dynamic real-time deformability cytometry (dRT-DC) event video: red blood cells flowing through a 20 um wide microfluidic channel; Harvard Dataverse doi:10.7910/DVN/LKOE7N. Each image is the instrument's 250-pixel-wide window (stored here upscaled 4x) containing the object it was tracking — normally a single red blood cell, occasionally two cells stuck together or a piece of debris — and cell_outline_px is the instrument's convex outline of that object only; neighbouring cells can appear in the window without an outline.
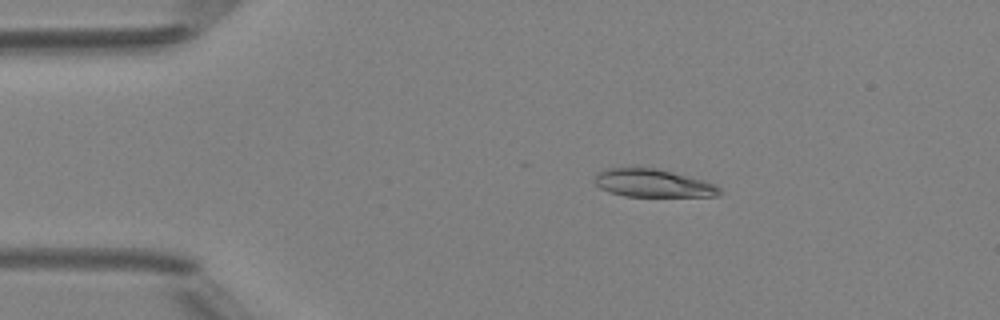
{"species": "Egyptian fruit bat (a non-hibernating species)", "species_latin": "Rousettus aegyptiacus", "temperature_condition": "room temperature", "stored_images_in_passage": 43, "camera_frame_rate_fps": 3000, "um_per_image_px": 0.085, "animal": {"sex": "female"}, "frame": {"image": 1, "passage_image": 3, "time_ms": 0.667, "image_size_px": [1000, 320], "cell_outline_px": [[720, 196], [624, 196], [608, 192], [600, 188], [596, 184], [596, 172], [608, 168], [636, 164], [656, 168], [704, 180], [720, 188]], "centroid_in_image_um": [55.42, 15.53], "position_along_channel_um": 29.6, "area_um2": 20.81}}
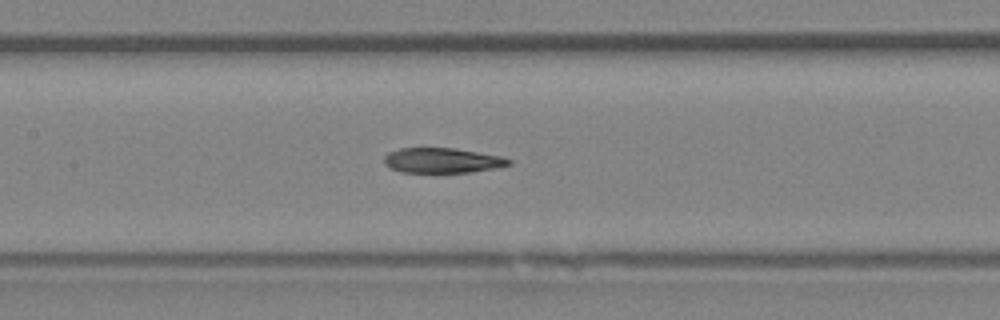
{"frame": {"image": 2, "passage_image": 17, "time_ms": 5.333, "image_size_px": [1000, 320], "cell_outline_px": [[512, 164], [492, 168], [468, 172], [400, 172], [384, 164], [384, 156], [388, 152], [400, 148], [456, 148], [504, 156], [512, 160]], "centroid_in_image_um": [37.6, 13.62], "position_along_channel_um": 169.8, "area_um2": 18.21}}
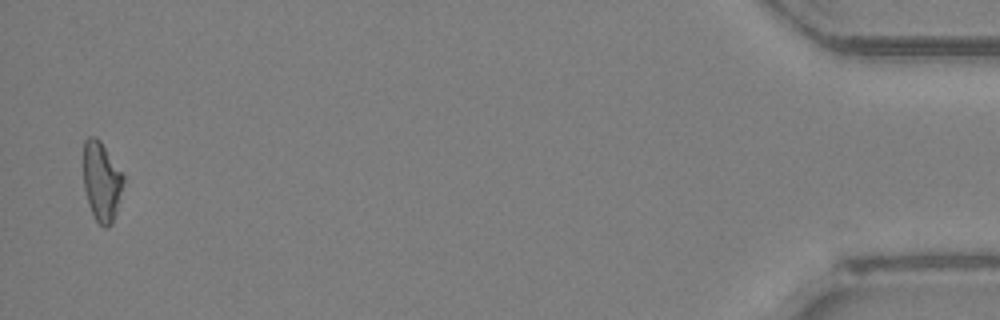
{"frame": {"image": 3, "passage_image": 42, "time_ms": 13.667, "image_size_px": [1000, 320], "cell_outline_px": [[124, 180], [116, 212], [112, 224], [108, 228], [104, 228], [96, 220], [88, 204], [84, 188], [84, 140], [88, 136], [96, 136], [100, 140], [124, 176]], "centroid_in_image_um": [8.63, 15.42], "position_along_channel_um": 426.6, "area_um2": 18.38}, "authors_computed_cell_mechanics": {"area_um2": 19.3052, "velocity_mm_per_s": 4.1781, "shape_relaxation_time_tau1_ms": null, "shape_relaxation_time_tau2_ms": 3.2409, "deformation_change_tau1": null, "deformation_change_tau2": 0.116}}